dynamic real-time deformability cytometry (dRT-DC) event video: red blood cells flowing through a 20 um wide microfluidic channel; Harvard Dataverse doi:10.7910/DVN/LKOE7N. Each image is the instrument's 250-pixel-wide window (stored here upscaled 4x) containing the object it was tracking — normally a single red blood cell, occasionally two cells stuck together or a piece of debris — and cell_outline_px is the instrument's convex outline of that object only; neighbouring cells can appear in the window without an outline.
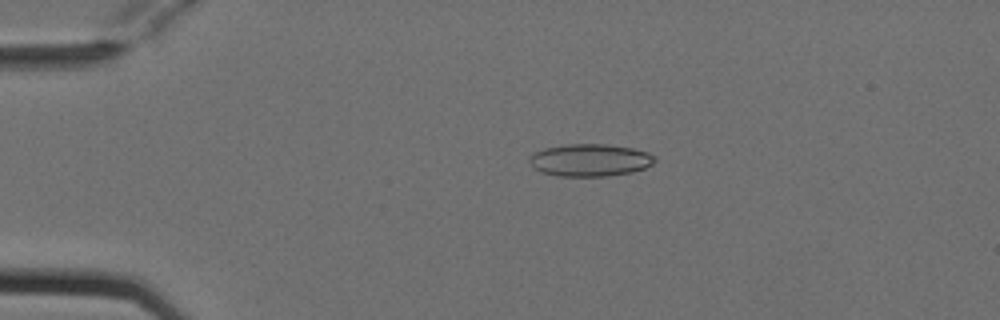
{"species": "Egyptian fruit bat (a non-hibernating species)", "species_latin": "Rousettus aegyptiacus", "temperature_condition": "cold", "stored_images_in_passage": 2, "camera_frame_rate_fps": 3000, "um_per_image_px": 0.085, "animal": {"sex": "female"}, "frame": {"image": 1, "passage_image": 1, "time_ms": 0.0, "image_size_px": [1000, 320], "cell_outline_px": [[656, 160], [652, 164], [644, 168], [632, 172], [608, 176], [556, 176], [540, 172], [528, 160], [528, 156], [544, 148], [568, 144], [608, 144], [632, 148], [648, 152], [656, 156]], "centroid_in_image_um": [50.16, 13.61], "position_along_channel_um": 34.8, "area_um2": 23.76}}